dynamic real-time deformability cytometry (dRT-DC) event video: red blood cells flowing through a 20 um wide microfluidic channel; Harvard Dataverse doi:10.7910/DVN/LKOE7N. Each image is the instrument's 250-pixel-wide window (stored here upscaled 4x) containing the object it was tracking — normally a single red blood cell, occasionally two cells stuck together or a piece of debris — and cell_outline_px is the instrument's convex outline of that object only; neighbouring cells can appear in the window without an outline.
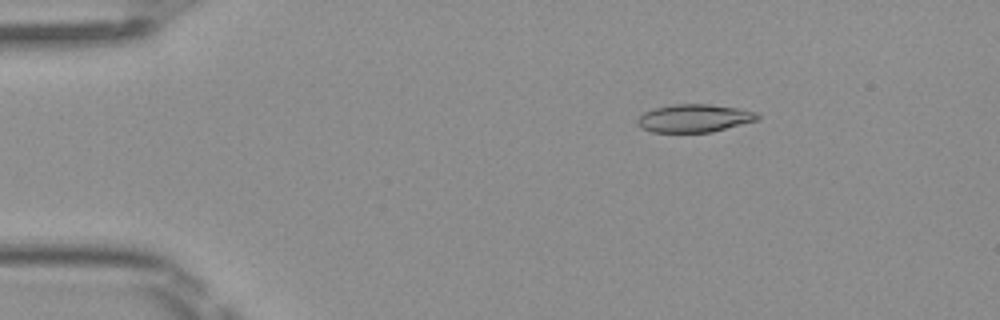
{"species": "Egyptian fruit bat (a non-hibernating species)", "species_latin": "Rousettus aegyptiacus", "temperature_condition": "room temperature", "stored_images_in_passage": 4, "camera_frame_rate_fps": 3000, "um_per_image_px": 0.085, "frame": {"image": 1, "passage_image": 2, "time_ms": 0.333, "image_size_px": [1000, 320], "cell_outline_px": [[760, 120], [712, 132], [652, 132], [640, 128], [636, 124], [636, 120], [644, 112], [656, 108], [672, 104], [708, 104], [736, 108], [756, 112], [760, 116]], "centroid_in_image_um": [59.01, 10.06], "position_along_channel_um": 26.0, "area_um2": 19.65}}
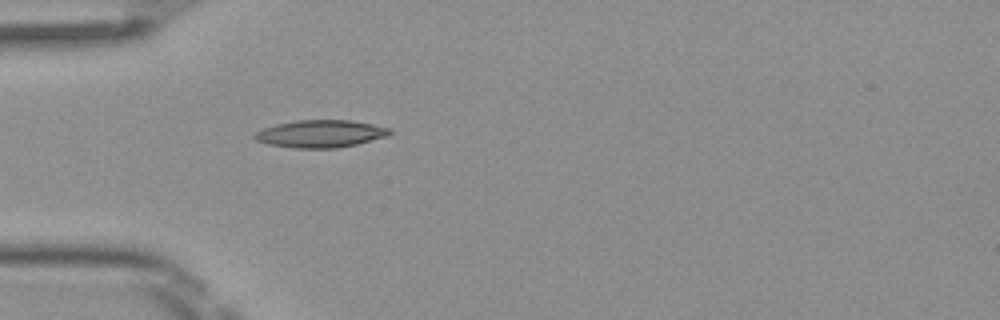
{"frame": {"image": 2, "passage_image": 4, "time_ms": 1.0, "image_size_px": [1000, 320], "cell_outline_px": [[392, 132], [388, 136], [356, 144], [336, 148], [296, 148], [268, 144], [256, 140], [252, 136], [256, 132], [264, 128], [276, 124], [296, 120], [348, 120], [372, 124], [392, 128]], "centroid_in_image_um": [27.26, 11.36], "position_along_channel_um": 57.7, "area_um2": 21.56}}